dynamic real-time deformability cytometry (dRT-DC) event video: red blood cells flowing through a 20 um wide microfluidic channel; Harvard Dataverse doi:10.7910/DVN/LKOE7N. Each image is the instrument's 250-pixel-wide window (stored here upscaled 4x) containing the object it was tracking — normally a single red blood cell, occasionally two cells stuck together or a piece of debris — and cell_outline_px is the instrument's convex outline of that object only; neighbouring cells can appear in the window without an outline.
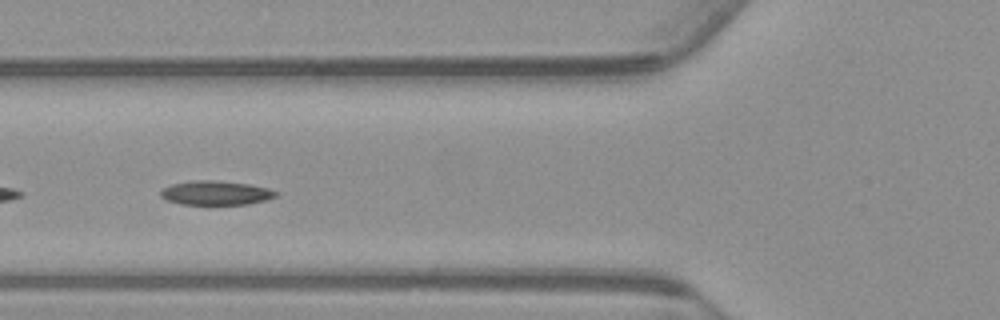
{"species": "common noctule bat (a hibernating species)", "species_latin": "Nyctalus noctula", "temperature_condition": "warm", "stored_images_in_passage": 40, "camera_frame_rate_fps": 3000, "um_per_image_px": 0.085, "animal": {"sex": "male", "body_mass_g": 23.1, "forearm_length_mm": 52.7}, "frame": {"image": 1, "passage_image": 5, "time_ms": 1.333, "image_size_px": [1000, 320], "cell_outline_px": [[280, 192], [276, 196], [264, 200], [248, 204], [212, 208], [180, 204], [168, 200], [160, 196], [160, 192], [164, 188], [172, 184], [196, 180], [212, 180], [248, 184], [268, 188]], "centroid_in_image_um": [18.34, 16.46], "position_along_channel_um": 107.5, "area_um2": 16.99}}
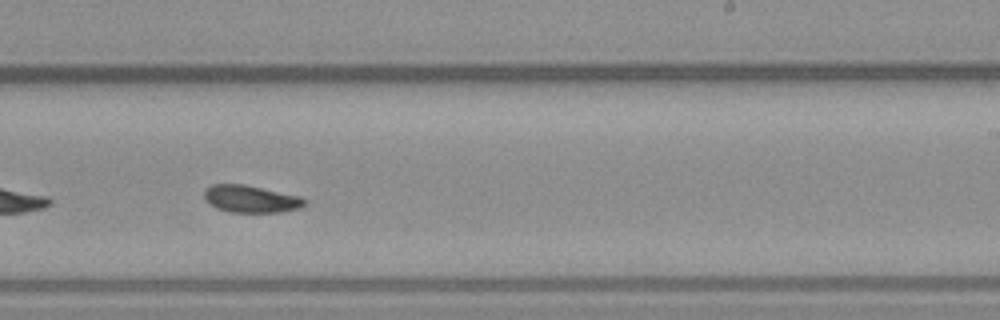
{"frame": {"image": 2, "passage_image": 18, "time_ms": 5.667, "image_size_px": [1000, 320], "cell_outline_px": [[304, 204], [300, 208], [280, 212], [228, 212], [216, 208], [204, 196], [204, 188], [212, 184], [244, 184], [300, 196], [304, 200]], "centroid_in_image_um": [21.29, 16.9], "position_along_channel_um": 267.7, "area_um2": 15.78}}
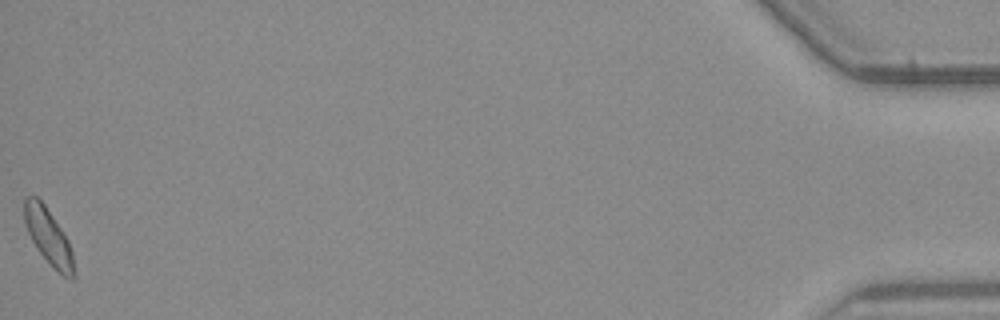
{"frame": {"image": 3, "passage_image": 40, "time_ms": 13.0, "image_size_px": [1000, 320], "cell_outline_px": [[76, 276], [72, 280], [68, 280], [36, 248], [24, 224], [24, 200], [28, 196], [36, 196], [44, 204], [68, 240], [72, 252], [76, 272]], "centroid_in_image_um": [4.13, 20.13], "position_along_channel_um": 431.1, "area_um2": 15.84}, "authors_computed_cell_mechanics": {"area_um2": 15.9528, "velocity_mm_per_s": 3.6985, "shape_relaxation_time_tau1_ms": 10.7179, "shape_relaxation_time_tau2_ms": 3.2809, "deformation_change_tau1": 0.1827, "deformation_change_tau2": 0.0707}}